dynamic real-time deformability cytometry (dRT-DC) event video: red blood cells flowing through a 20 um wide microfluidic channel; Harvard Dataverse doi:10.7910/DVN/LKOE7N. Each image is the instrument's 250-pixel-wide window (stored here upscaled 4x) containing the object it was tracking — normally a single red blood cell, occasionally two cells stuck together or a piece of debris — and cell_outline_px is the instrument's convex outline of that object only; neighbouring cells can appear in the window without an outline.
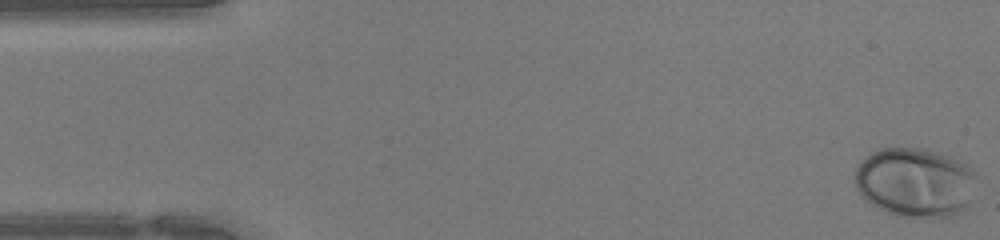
{"species": "human", "species_latin": "Homo sapiens", "temperature_condition": "warm", "stored_images_in_passage": 45, "camera_frame_rate_fps": 3000, "um_per_image_px": 0.085, "donor": {"sex": "female"}, "frame": {"image": 1, "passage_image": 1, "time_ms": 0.0, "image_size_px": [1000, 240], "cell_outline_px": [[976, 176], [968, 204], [964, 208], [952, 216], [940, 220], [896, 216], [872, 204], [856, 188], [856, 168], [872, 152], [880, 148], [924, 148], [940, 152], [972, 168], [976, 172]], "centroid_in_image_um": [77.81, 15.53], "position_along_channel_um": 7.2, "area_um2": 49.13}}
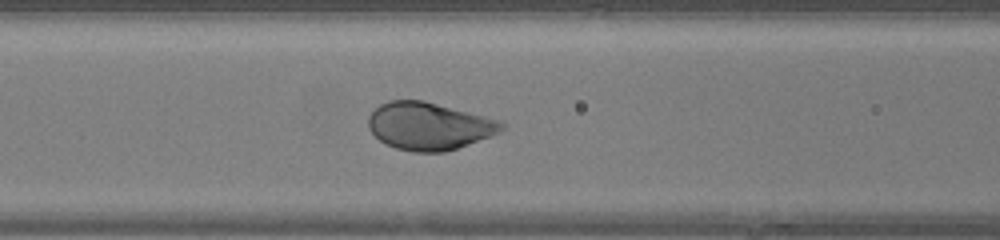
{"frame": {"image": 2, "passage_image": 18, "time_ms": 5.667, "image_size_px": [1000, 240], "cell_outline_px": [[504, 128], [500, 132], [492, 136], [444, 152], [412, 152], [396, 148], [380, 140], [368, 128], [368, 116], [380, 104], [388, 100], [424, 100], [500, 120], [504, 124]], "centroid_in_image_um": [36.47, 10.71], "position_along_channel_um": 130.1, "area_um2": 36.82}}
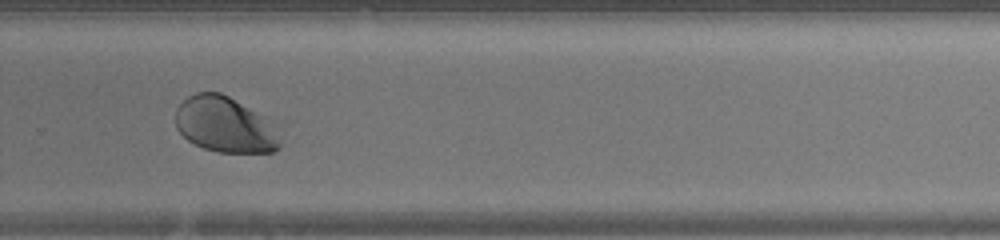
{"frame": {"image": 3, "passage_image": 30, "time_ms": 9.667, "image_size_px": [1000, 240], "cell_outline_px": [[280, 148], [276, 152], [216, 152], [204, 148], [188, 140], [176, 128], [176, 108], [188, 96], [196, 92], [220, 92], [228, 96], [260, 116], [280, 140]], "centroid_in_image_um": [19.02, 10.62], "position_along_channel_um": 310.8, "area_um2": 32.83}}